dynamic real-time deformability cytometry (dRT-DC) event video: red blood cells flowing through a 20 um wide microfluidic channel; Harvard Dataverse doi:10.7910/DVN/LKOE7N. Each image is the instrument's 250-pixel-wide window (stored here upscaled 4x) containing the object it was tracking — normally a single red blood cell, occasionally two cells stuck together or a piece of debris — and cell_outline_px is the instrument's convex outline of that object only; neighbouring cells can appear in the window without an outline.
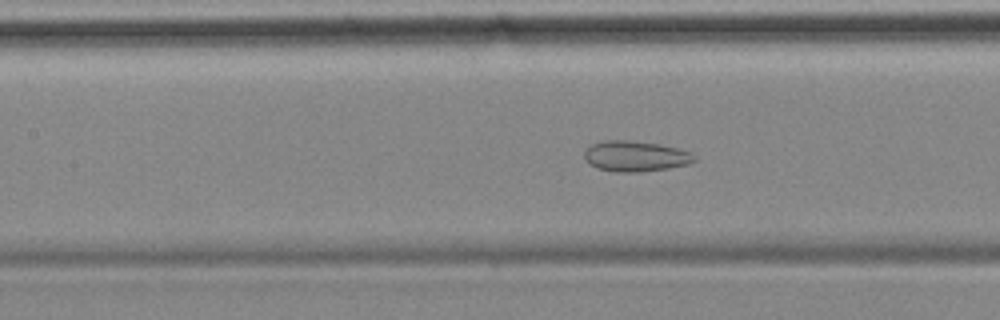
{"species": "common noctule bat (a hibernating species)", "species_latin": "Nyctalus noctula", "temperature_condition": "cold", "stored_images_in_passage": 57, "camera_frame_rate_fps": 3000, "um_per_image_px": 0.085, "animal": {"sex": "female", "body_mass_g": 18.4}, "frame": {"image": 1, "passage_image": 25, "time_ms": 8.0, "image_size_px": [1000, 320], "cell_outline_px": [[696, 160], [688, 164], [668, 168], [640, 172], [616, 172], [596, 168], [584, 160], [584, 152], [592, 144], [604, 140], [624, 140], [656, 144], [676, 148], [692, 152], [696, 156]], "centroid_in_image_um": [54.0, 13.29], "position_along_channel_um": 153.4, "area_um2": 19.54}}
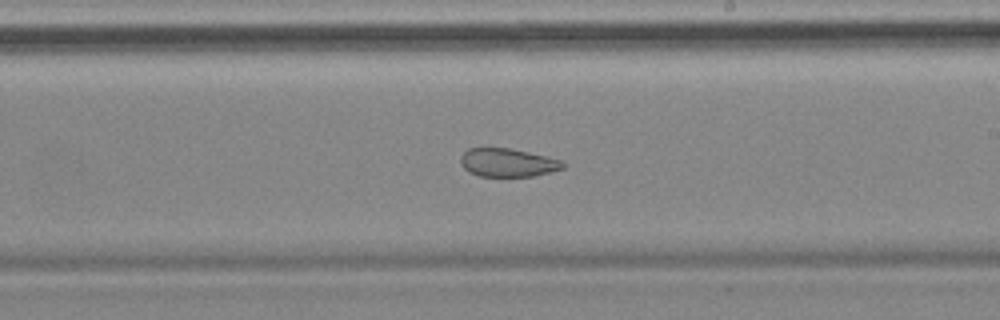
{"frame": {"image": 2, "passage_image": 33, "time_ms": 10.667, "image_size_px": [1000, 320], "cell_outline_px": [[568, 164], [564, 168], [552, 172], [532, 176], [480, 176], [468, 172], [464, 168], [460, 160], [460, 156], [468, 148], [508, 148], [528, 152], [560, 160]], "centroid_in_image_um": [43.16, 13.83], "position_along_channel_um": 245.8, "area_um2": 16.88}}
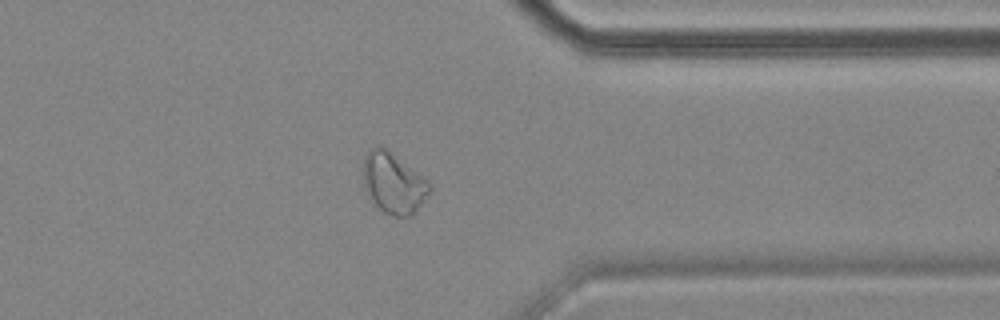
{"frame": {"image": 3, "passage_image": 45, "time_ms": 14.667, "image_size_px": [1000, 320], "cell_outline_px": [[432, 188], [424, 200], [412, 216], [396, 216], [384, 212], [372, 200], [364, 184], [364, 156], [376, 144], [380, 144], [428, 180]], "centroid_in_image_um": [33.46, 15.55], "position_along_channel_um": 377.9, "area_um2": 23.06}, "authors_computed_cell_mechanics": {"area_um2": 25.2008, "velocity_mm_per_s": 3.4804, "shape_relaxation_time_tau1_ms": null, "shape_relaxation_time_tau2_ms": 1.9308, "deformation_change_tau1": null, "deformation_change_tau2": 0.0825}}